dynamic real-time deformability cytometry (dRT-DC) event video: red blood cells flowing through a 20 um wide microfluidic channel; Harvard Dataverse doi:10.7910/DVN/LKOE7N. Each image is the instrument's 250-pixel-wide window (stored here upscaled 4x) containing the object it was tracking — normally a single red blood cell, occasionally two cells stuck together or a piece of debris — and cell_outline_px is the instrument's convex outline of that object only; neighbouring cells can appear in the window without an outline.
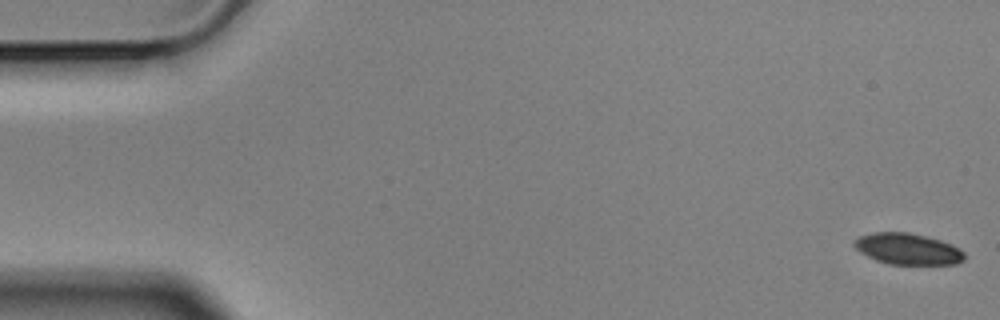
{"species": "Egyptian fruit bat (a non-hibernating species)", "species_latin": "Rousettus aegyptiacus", "temperature_condition": "cold", "stored_images_in_passage": 56, "camera_frame_rate_fps": 3000, "um_per_image_px": 0.085, "animal": {"sex": "male"}, "frame": {"image": 1, "passage_image": 1, "time_ms": 0.0, "image_size_px": [1000, 320], "cell_outline_px": [[964, 260], [956, 264], [892, 264], [876, 260], [860, 252], [852, 244], [852, 240], [860, 236], [872, 232], [908, 232], [940, 240], [952, 244], [960, 248], [964, 252]], "centroid_in_image_um": [77.15, 21.15], "position_along_channel_um": 7.9, "area_um2": 20.06}}
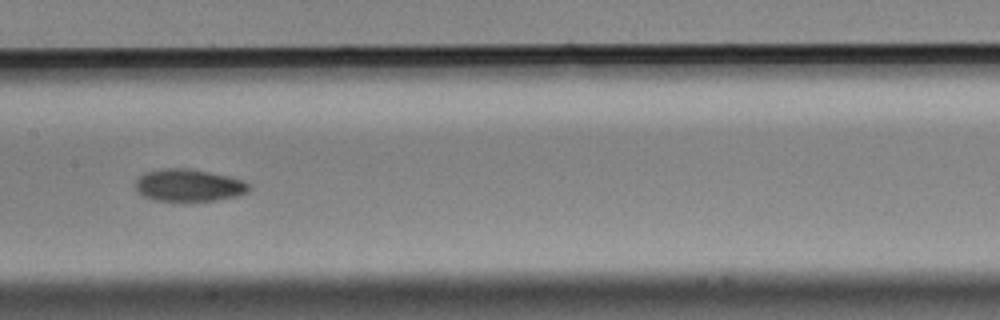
{"frame": {"image": 2, "passage_image": 28, "time_ms": 9.0, "image_size_px": [1000, 320], "cell_outline_px": [[252, 188], [248, 192], [236, 196], [216, 200], [156, 200], [144, 196], [136, 192], [136, 180], [144, 172], [164, 168], [184, 168], [208, 172], [228, 176], [240, 180], [248, 184]], "centroid_in_image_um": [16.02, 15.74], "position_along_channel_um": 191.4, "area_um2": 21.04}}
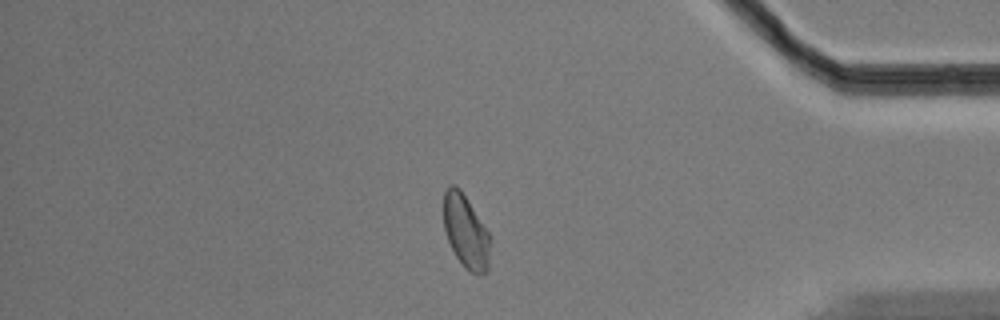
{"frame": {"image": 3, "passage_image": 48, "time_ms": 15.667, "image_size_px": [1000, 320], "cell_outline_px": [[492, 240], [488, 272], [472, 272], [456, 256], [448, 240], [444, 228], [444, 188], [448, 184], [452, 184], [460, 188], [488, 232]], "centroid_in_image_um": [39.61, 19.63], "position_along_channel_um": 395.6, "area_um2": 19.71}, "authors_computed_cell_mechanics": {"area_um2": 20.6924, "velocity_mm_per_s": 3.5285, "shape_relaxation_time_tau1_ms": 5.0149, "shape_relaxation_time_tau2_ms": 8.8087, "deformation_change_tau1": 0.1024, "deformation_change_tau2": 0.1145}}